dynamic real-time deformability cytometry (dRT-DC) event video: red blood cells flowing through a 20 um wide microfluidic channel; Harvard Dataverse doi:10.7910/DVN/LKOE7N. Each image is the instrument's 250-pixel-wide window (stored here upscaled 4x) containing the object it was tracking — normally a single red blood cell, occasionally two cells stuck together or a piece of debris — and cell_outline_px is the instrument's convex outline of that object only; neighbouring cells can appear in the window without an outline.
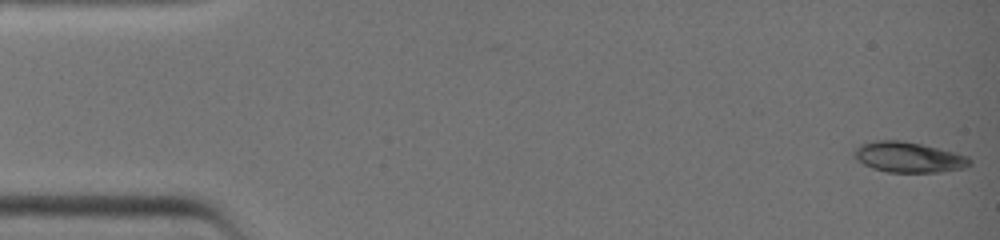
{"species": "common noctule bat (a hibernating species)", "species_latin": "Nyctalus noctula", "temperature_condition": "warm", "stored_images_in_passage": 34, "camera_frame_rate_fps": 3000, "um_per_image_px": 0.085, "animal": {"sex": "female", "body_mass_g": 19.0, "forearm_length_mm": 51.5}, "frame": {"image": 1, "passage_image": 1, "time_ms": 0.0, "image_size_px": [1000, 240], "cell_outline_px": [[972, 164], [964, 168], [940, 172], [888, 172], [872, 168], [856, 160], [852, 156], [852, 152], [860, 144], [872, 140], [904, 140], [956, 152], [968, 156], [972, 160]], "centroid_in_image_um": [77.22, 13.35], "position_along_channel_um": 7.8, "area_um2": 20.87}}
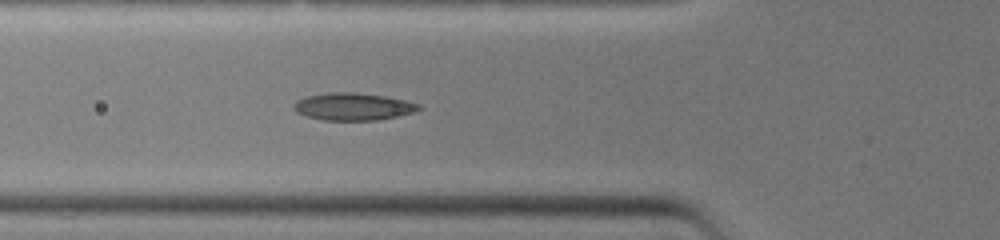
{"frame": {"image": 2, "passage_image": 15, "time_ms": 4.667, "image_size_px": [1000, 240], "cell_outline_px": [[420, 108], [412, 112], [396, 116], [376, 120], [324, 120], [308, 116], [296, 112], [292, 108], [296, 100], [308, 96], [328, 92], [356, 92], [384, 96], [404, 100], [420, 104]], "centroid_in_image_um": [29.97, 9.05], "position_along_channel_um": 95.8, "area_um2": 19.71}}
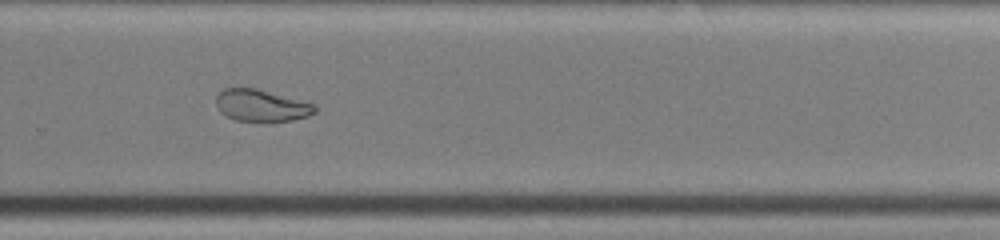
{"frame": {"image": 3, "passage_image": 28, "time_ms": 9.0, "image_size_px": [1000, 240], "cell_outline_px": [[316, 112], [308, 116], [292, 120], [236, 120], [220, 112], [216, 104], [216, 96], [224, 88], [256, 88], [316, 104]], "centroid_in_image_um": [22.22, 8.95], "position_along_channel_um": 307.6, "area_um2": 18.03}}